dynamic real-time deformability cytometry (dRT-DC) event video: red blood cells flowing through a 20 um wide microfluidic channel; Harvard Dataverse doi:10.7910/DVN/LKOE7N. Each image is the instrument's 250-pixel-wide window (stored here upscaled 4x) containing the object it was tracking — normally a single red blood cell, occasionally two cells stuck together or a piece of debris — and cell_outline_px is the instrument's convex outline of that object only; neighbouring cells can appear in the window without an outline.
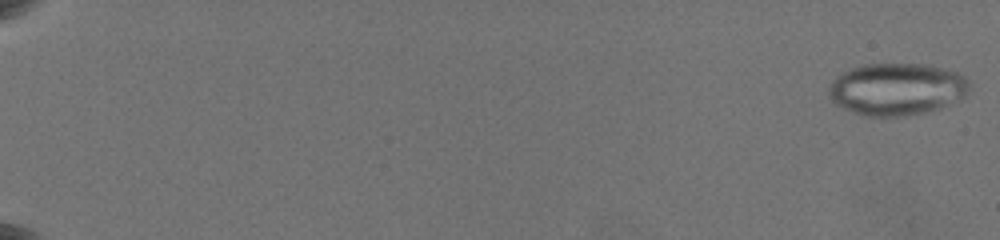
{"species": "common noctule bat (a hibernating species)", "species_latin": "Nyctalus noctula", "temperature_condition": "warm", "stored_images_in_passage": 51, "camera_frame_rate_fps": 3000, "um_per_image_px": 0.085, "animal": {"sex": "female", "body_mass_g": 19.5, "forearm_length_mm": 54.1}, "frame": {"image": 1, "passage_image": 1, "time_ms": 0.0, "image_size_px": [1000, 240], "cell_outline_px": [[972, 84], [964, 96], [960, 100], [940, 108], [924, 112], [904, 116], [864, 116], [844, 108], [836, 104], [832, 100], [828, 92], [828, 88], [836, 76], [852, 68], [864, 64], [928, 64], [956, 72], [964, 76]], "centroid_in_image_um": [76.25, 7.57], "position_along_channel_um": 8.7, "area_um2": 42.77}}
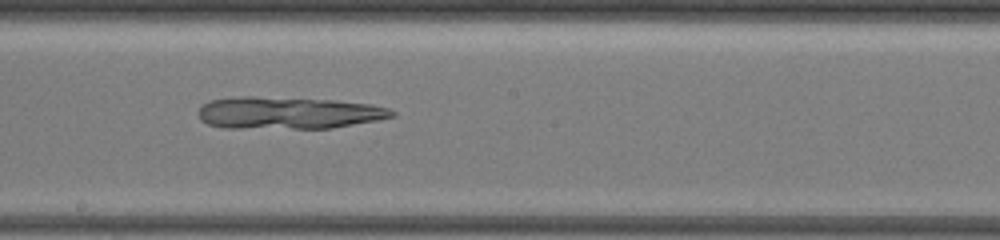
{"frame": {"image": 2, "passage_image": 32, "time_ms": 12.333, "image_size_px": [1000, 240], "cell_outline_px": [[396, 116], [376, 120], [332, 128], [224, 128], [208, 124], [200, 120], [200, 104], [208, 100], [232, 96], [256, 96], [336, 100], [372, 104], [388, 108], [396, 112]], "centroid_in_image_um": [24.47, 9.58], "position_along_channel_um": 223.7, "area_um2": 36.65}}
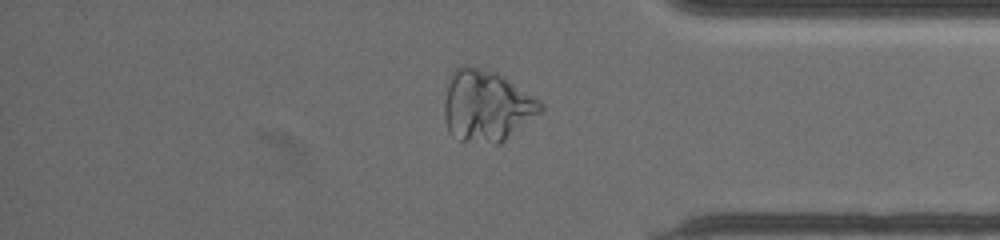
{"frame": {"image": 3, "passage_image": 45, "time_ms": 17.333, "image_size_px": [1000, 240], "cell_outline_px": [[544, 108], [540, 112], [500, 144], [496, 144], [460, 140], [452, 136], [448, 132], [444, 116], [444, 100], [448, 84], [452, 72], [460, 64], [468, 64], [496, 72], [504, 76], [540, 100], [544, 104]], "centroid_in_image_um": [41.33, 8.98], "position_along_channel_um": 393.9, "area_um2": 40.29}}